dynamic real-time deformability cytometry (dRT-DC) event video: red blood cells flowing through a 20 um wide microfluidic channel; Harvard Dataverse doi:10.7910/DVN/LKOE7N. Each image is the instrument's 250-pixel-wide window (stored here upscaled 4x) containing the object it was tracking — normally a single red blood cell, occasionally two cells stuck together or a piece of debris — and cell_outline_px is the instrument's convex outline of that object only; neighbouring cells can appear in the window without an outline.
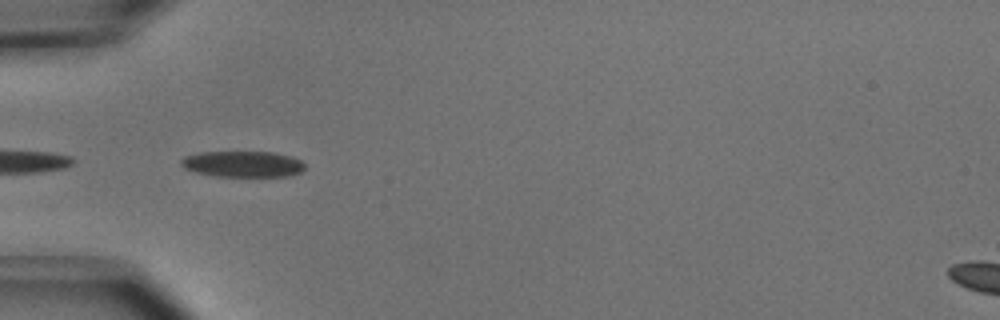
{"species": "common noctule bat (a hibernating species)", "species_latin": "Nyctalus noctula", "temperature_condition": "cold", "stored_images_in_passage": 40, "segment_of_instrument_passage": [2, 2], "camera_frame_rate_fps": 3000, "um_per_image_px": 0.085, "animal": {"sex": "male", "body_mass_g": 15.6}, "frame": {"image": 1, "passage_image": 17, "time_ms": 5.333, "image_size_px": [1000, 320], "cell_outline_px": [[304, 168], [300, 172], [288, 176], [216, 176], [196, 172], [184, 168], [180, 164], [180, 160], [184, 156], [200, 152], [272, 152], [292, 156], [300, 160], [304, 164]], "centroid_in_image_um": [20.62, 13.94], "position_along_channel_um": 64.4, "area_um2": 18.73}}